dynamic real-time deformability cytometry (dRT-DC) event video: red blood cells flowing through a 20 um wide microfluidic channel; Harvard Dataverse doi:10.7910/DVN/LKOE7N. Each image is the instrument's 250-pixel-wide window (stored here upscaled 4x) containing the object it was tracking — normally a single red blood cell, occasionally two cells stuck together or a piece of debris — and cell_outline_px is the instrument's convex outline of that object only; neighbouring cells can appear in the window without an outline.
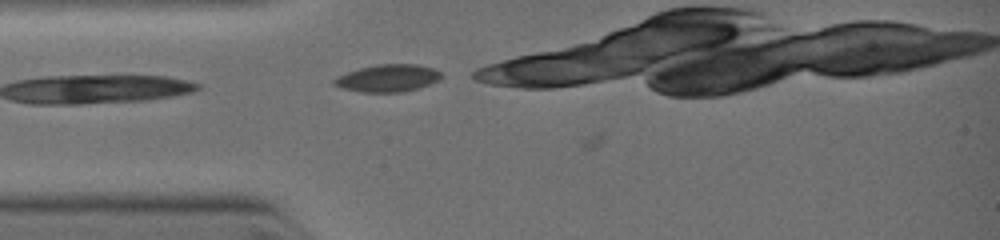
{"species": "common noctule bat (a hibernating species)", "species_latin": "Nyctalus noctula", "temperature_condition": "warm", "stored_images_in_passage": 5, "camera_frame_rate_fps": 3000, "um_per_image_px": 0.085, "animal": {"sex": "female", "body_mass_g": 19.0, "forearm_length_mm": 51.5}, "frame": {"image": 1, "passage_image": 1, "time_ms": 0.0, "image_size_px": [1000, 240], "cell_outline_px": [[440, 76], [436, 80], [428, 84], [404, 92], [360, 92], [344, 88], [332, 84], [332, 80], [348, 72], [360, 68], [376, 64], [416, 64], [432, 68], [440, 72]], "centroid_in_image_um": [32.92, 6.64], "position_along_channel_um": 52.1, "area_um2": 16.7}}